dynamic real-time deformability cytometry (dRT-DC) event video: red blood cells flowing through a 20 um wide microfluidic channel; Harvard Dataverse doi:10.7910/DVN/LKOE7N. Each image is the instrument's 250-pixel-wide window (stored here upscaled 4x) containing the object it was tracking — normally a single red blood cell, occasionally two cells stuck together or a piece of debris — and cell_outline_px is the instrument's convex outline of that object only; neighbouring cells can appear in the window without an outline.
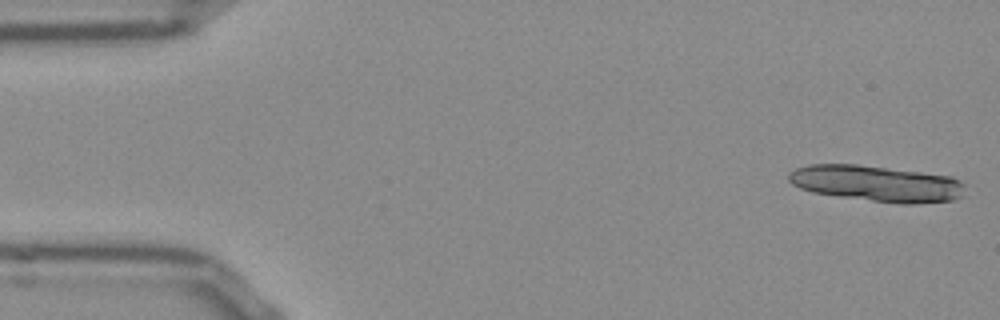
{"species": "Egyptian fruit bat (a non-hibernating species)", "species_latin": "Rousettus aegyptiacus", "temperature_condition": "room temperature", "stored_images_in_passage": 12, "camera_frame_rate_fps": 3000, "um_per_image_px": 0.085, "frame": {"image": 1, "passage_image": 1, "time_ms": 0.0, "image_size_px": [1000, 320], "cell_outline_px": [[964, 196], [952, 200], [916, 204], [900, 204], [840, 196], [812, 192], [800, 188], [792, 184], [788, 180], [788, 172], [796, 168], [808, 164], [856, 164], [952, 176], [960, 180], [964, 184]], "centroid_in_image_um": [74.52, 15.59], "position_along_channel_um": 10.5, "area_um2": 37.17}}